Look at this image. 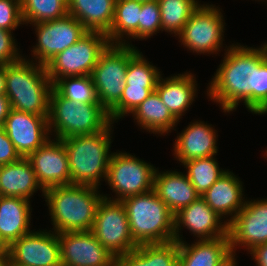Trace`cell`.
<instances>
[{"instance_id":"7","label":"cell","mask_w":267,"mask_h":266,"mask_svg":"<svg viewBox=\"0 0 267 266\" xmlns=\"http://www.w3.org/2000/svg\"><path fill=\"white\" fill-rule=\"evenodd\" d=\"M225 26L227 25L222 8L212 3H201L177 35L178 42L193 54L217 56L230 47L223 45Z\"/></svg>"},{"instance_id":"16","label":"cell","mask_w":267,"mask_h":266,"mask_svg":"<svg viewBox=\"0 0 267 266\" xmlns=\"http://www.w3.org/2000/svg\"><path fill=\"white\" fill-rule=\"evenodd\" d=\"M62 266H115L114 257L92 231L58 233Z\"/></svg>"},{"instance_id":"3","label":"cell","mask_w":267,"mask_h":266,"mask_svg":"<svg viewBox=\"0 0 267 266\" xmlns=\"http://www.w3.org/2000/svg\"><path fill=\"white\" fill-rule=\"evenodd\" d=\"M30 56L25 55L17 62L1 66L5 72V96L12 109L48 116L53 83L46 66L29 60Z\"/></svg>"},{"instance_id":"19","label":"cell","mask_w":267,"mask_h":266,"mask_svg":"<svg viewBox=\"0 0 267 266\" xmlns=\"http://www.w3.org/2000/svg\"><path fill=\"white\" fill-rule=\"evenodd\" d=\"M188 124L174 139V159L182 165L192 159L218 155V131L215 126L202 119Z\"/></svg>"},{"instance_id":"29","label":"cell","mask_w":267,"mask_h":266,"mask_svg":"<svg viewBox=\"0 0 267 266\" xmlns=\"http://www.w3.org/2000/svg\"><path fill=\"white\" fill-rule=\"evenodd\" d=\"M116 0H68V14L88 31L107 33L114 19Z\"/></svg>"},{"instance_id":"12","label":"cell","mask_w":267,"mask_h":266,"mask_svg":"<svg viewBox=\"0 0 267 266\" xmlns=\"http://www.w3.org/2000/svg\"><path fill=\"white\" fill-rule=\"evenodd\" d=\"M36 45L32 46L31 59L46 65L58 53L75 44L88 30L70 14L56 20L39 22L33 25ZM34 59V60H33Z\"/></svg>"},{"instance_id":"45","label":"cell","mask_w":267,"mask_h":266,"mask_svg":"<svg viewBox=\"0 0 267 266\" xmlns=\"http://www.w3.org/2000/svg\"><path fill=\"white\" fill-rule=\"evenodd\" d=\"M7 247H4L3 244L0 242V252H4Z\"/></svg>"},{"instance_id":"23","label":"cell","mask_w":267,"mask_h":266,"mask_svg":"<svg viewBox=\"0 0 267 266\" xmlns=\"http://www.w3.org/2000/svg\"><path fill=\"white\" fill-rule=\"evenodd\" d=\"M32 209L27 199L0 196V242L4 247L33 231Z\"/></svg>"},{"instance_id":"15","label":"cell","mask_w":267,"mask_h":266,"mask_svg":"<svg viewBox=\"0 0 267 266\" xmlns=\"http://www.w3.org/2000/svg\"><path fill=\"white\" fill-rule=\"evenodd\" d=\"M184 228L193 234L195 240L228 235V223L213 211L201 196L174 214V240L178 243L185 242L182 234Z\"/></svg>"},{"instance_id":"28","label":"cell","mask_w":267,"mask_h":266,"mask_svg":"<svg viewBox=\"0 0 267 266\" xmlns=\"http://www.w3.org/2000/svg\"><path fill=\"white\" fill-rule=\"evenodd\" d=\"M141 10L142 2L138 0L115 1L113 23L110 30L106 33L110 44L132 46V40H139Z\"/></svg>"},{"instance_id":"4","label":"cell","mask_w":267,"mask_h":266,"mask_svg":"<svg viewBox=\"0 0 267 266\" xmlns=\"http://www.w3.org/2000/svg\"><path fill=\"white\" fill-rule=\"evenodd\" d=\"M114 126L115 123L111 122L98 133L61 139L66 148L71 184L102 188L113 153L110 149L114 138Z\"/></svg>"},{"instance_id":"44","label":"cell","mask_w":267,"mask_h":266,"mask_svg":"<svg viewBox=\"0 0 267 266\" xmlns=\"http://www.w3.org/2000/svg\"><path fill=\"white\" fill-rule=\"evenodd\" d=\"M6 83H5V72L0 66V95H5Z\"/></svg>"},{"instance_id":"11","label":"cell","mask_w":267,"mask_h":266,"mask_svg":"<svg viewBox=\"0 0 267 266\" xmlns=\"http://www.w3.org/2000/svg\"><path fill=\"white\" fill-rule=\"evenodd\" d=\"M91 231L114 257L127 254L138 247L132 239L127 211L122 201L103 197L98 204Z\"/></svg>"},{"instance_id":"41","label":"cell","mask_w":267,"mask_h":266,"mask_svg":"<svg viewBox=\"0 0 267 266\" xmlns=\"http://www.w3.org/2000/svg\"><path fill=\"white\" fill-rule=\"evenodd\" d=\"M10 109L8 98L5 95H0V126L4 125Z\"/></svg>"},{"instance_id":"33","label":"cell","mask_w":267,"mask_h":266,"mask_svg":"<svg viewBox=\"0 0 267 266\" xmlns=\"http://www.w3.org/2000/svg\"><path fill=\"white\" fill-rule=\"evenodd\" d=\"M53 89L74 103L100 104L91 75L59 78L53 83Z\"/></svg>"},{"instance_id":"42","label":"cell","mask_w":267,"mask_h":266,"mask_svg":"<svg viewBox=\"0 0 267 266\" xmlns=\"http://www.w3.org/2000/svg\"><path fill=\"white\" fill-rule=\"evenodd\" d=\"M237 253L234 251H230L218 264L217 266H238L237 262Z\"/></svg>"},{"instance_id":"48","label":"cell","mask_w":267,"mask_h":266,"mask_svg":"<svg viewBox=\"0 0 267 266\" xmlns=\"http://www.w3.org/2000/svg\"><path fill=\"white\" fill-rule=\"evenodd\" d=\"M140 2H148V1H154V0H138Z\"/></svg>"},{"instance_id":"1","label":"cell","mask_w":267,"mask_h":266,"mask_svg":"<svg viewBox=\"0 0 267 266\" xmlns=\"http://www.w3.org/2000/svg\"><path fill=\"white\" fill-rule=\"evenodd\" d=\"M223 54L207 86L208 101L219 104L226 115L235 112L240 103L249 113L266 115L267 42L259 47L231 42Z\"/></svg>"},{"instance_id":"18","label":"cell","mask_w":267,"mask_h":266,"mask_svg":"<svg viewBox=\"0 0 267 266\" xmlns=\"http://www.w3.org/2000/svg\"><path fill=\"white\" fill-rule=\"evenodd\" d=\"M4 130L21 157H27L51 138L48 116L10 109Z\"/></svg>"},{"instance_id":"30","label":"cell","mask_w":267,"mask_h":266,"mask_svg":"<svg viewBox=\"0 0 267 266\" xmlns=\"http://www.w3.org/2000/svg\"><path fill=\"white\" fill-rule=\"evenodd\" d=\"M161 14V32L173 37L182 31L193 11L201 4L199 0H157Z\"/></svg>"},{"instance_id":"27","label":"cell","mask_w":267,"mask_h":266,"mask_svg":"<svg viewBox=\"0 0 267 266\" xmlns=\"http://www.w3.org/2000/svg\"><path fill=\"white\" fill-rule=\"evenodd\" d=\"M179 246L177 241L141 244L127 254L115 259V266H177Z\"/></svg>"},{"instance_id":"9","label":"cell","mask_w":267,"mask_h":266,"mask_svg":"<svg viewBox=\"0 0 267 266\" xmlns=\"http://www.w3.org/2000/svg\"><path fill=\"white\" fill-rule=\"evenodd\" d=\"M138 50L134 45L109 44L93 68L91 78L98 101L108 112L120 101L128 62Z\"/></svg>"},{"instance_id":"46","label":"cell","mask_w":267,"mask_h":266,"mask_svg":"<svg viewBox=\"0 0 267 266\" xmlns=\"http://www.w3.org/2000/svg\"><path fill=\"white\" fill-rule=\"evenodd\" d=\"M267 148V147H266ZM264 158L266 159L267 158V149H265V152H264ZM267 160V159H266Z\"/></svg>"},{"instance_id":"5","label":"cell","mask_w":267,"mask_h":266,"mask_svg":"<svg viewBox=\"0 0 267 266\" xmlns=\"http://www.w3.org/2000/svg\"><path fill=\"white\" fill-rule=\"evenodd\" d=\"M137 245L174 241V214L154 190L122 200Z\"/></svg>"},{"instance_id":"25","label":"cell","mask_w":267,"mask_h":266,"mask_svg":"<svg viewBox=\"0 0 267 266\" xmlns=\"http://www.w3.org/2000/svg\"><path fill=\"white\" fill-rule=\"evenodd\" d=\"M143 131L158 136H167L176 131L179 121L170 113L153 91L129 116Z\"/></svg>"},{"instance_id":"24","label":"cell","mask_w":267,"mask_h":266,"mask_svg":"<svg viewBox=\"0 0 267 266\" xmlns=\"http://www.w3.org/2000/svg\"><path fill=\"white\" fill-rule=\"evenodd\" d=\"M44 189L38 183L31 163L26 157L18 161L0 166V196L21 197L32 201L37 191Z\"/></svg>"},{"instance_id":"38","label":"cell","mask_w":267,"mask_h":266,"mask_svg":"<svg viewBox=\"0 0 267 266\" xmlns=\"http://www.w3.org/2000/svg\"><path fill=\"white\" fill-rule=\"evenodd\" d=\"M14 36V32L0 29V66L17 62L24 56Z\"/></svg>"},{"instance_id":"31","label":"cell","mask_w":267,"mask_h":266,"mask_svg":"<svg viewBox=\"0 0 267 266\" xmlns=\"http://www.w3.org/2000/svg\"><path fill=\"white\" fill-rule=\"evenodd\" d=\"M181 166L186 168L185 173L200 196L227 171L220 168L216 156L192 159Z\"/></svg>"},{"instance_id":"47","label":"cell","mask_w":267,"mask_h":266,"mask_svg":"<svg viewBox=\"0 0 267 266\" xmlns=\"http://www.w3.org/2000/svg\"><path fill=\"white\" fill-rule=\"evenodd\" d=\"M253 1H254V0H253ZM255 1H257V2H258V1H259V2L262 1V3L265 2V4L267 3V0H255Z\"/></svg>"},{"instance_id":"43","label":"cell","mask_w":267,"mask_h":266,"mask_svg":"<svg viewBox=\"0 0 267 266\" xmlns=\"http://www.w3.org/2000/svg\"><path fill=\"white\" fill-rule=\"evenodd\" d=\"M11 264L8 250L6 249L4 252H0V266H11Z\"/></svg>"},{"instance_id":"10","label":"cell","mask_w":267,"mask_h":266,"mask_svg":"<svg viewBox=\"0 0 267 266\" xmlns=\"http://www.w3.org/2000/svg\"><path fill=\"white\" fill-rule=\"evenodd\" d=\"M109 44L105 33L88 31L45 65L51 82L68 76L91 75L100 54Z\"/></svg>"},{"instance_id":"36","label":"cell","mask_w":267,"mask_h":266,"mask_svg":"<svg viewBox=\"0 0 267 266\" xmlns=\"http://www.w3.org/2000/svg\"><path fill=\"white\" fill-rule=\"evenodd\" d=\"M161 32L160 6L157 0L142 2L139 22V41L147 40Z\"/></svg>"},{"instance_id":"35","label":"cell","mask_w":267,"mask_h":266,"mask_svg":"<svg viewBox=\"0 0 267 266\" xmlns=\"http://www.w3.org/2000/svg\"><path fill=\"white\" fill-rule=\"evenodd\" d=\"M156 88L125 87L120 101L108 112L111 122L128 117Z\"/></svg>"},{"instance_id":"34","label":"cell","mask_w":267,"mask_h":266,"mask_svg":"<svg viewBox=\"0 0 267 266\" xmlns=\"http://www.w3.org/2000/svg\"><path fill=\"white\" fill-rule=\"evenodd\" d=\"M140 51L138 50L128 62L125 87L156 88L162 71Z\"/></svg>"},{"instance_id":"21","label":"cell","mask_w":267,"mask_h":266,"mask_svg":"<svg viewBox=\"0 0 267 266\" xmlns=\"http://www.w3.org/2000/svg\"><path fill=\"white\" fill-rule=\"evenodd\" d=\"M227 171L201 196L208 206L229 223L244 207V183L233 171ZM246 196V198H245Z\"/></svg>"},{"instance_id":"13","label":"cell","mask_w":267,"mask_h":266,"mask_svg":"<svg viewBox=\"0 0 267 266\" xmlns=\"http://www.w3.org/2000/svg\"><path fill=\"white\" fill-rule=\"evenodd\" d=\"M230 250L245 249L267 243V197L246 199L244 207L228 223Z\"/></svg>"},{"instance_id":"20","label":"cell","mask_w":267,"mask_h":266,"mask_svg":"<svg viewBox=\"0 0 267 266\" xmlns=\"http://www.w3.org/2000/svg\"><path fill=\"white\" fill-rule=\"evenodd\" d=\"M159 77L155 91L170 113L180 122L198 97L196 74L190 71ZM198 88V89H197Z\"/></svg>"},{"instance_id":"2","label":"cell","mask_w":267,"mask_h":266,"mask_svg":"<svg viewBox=\"0 0 267 266\" xmlns=\"http://www.w3.org/2000/svg\"><path fill=\"white\" fill-rule=\"evenodd\" d=\"M91 185H62L44 190V200L56 233L91 231L103 192Z\"/></svg>"},{"instance_id":"32","label":"cell","mask_w":267,"mask_h":266,"mask_svg":"<svg viewBox=\"0 0 267 266\" xmlns=\"http://www.w3.org/2000/svg\"><path fill=\"white\" fill-rule=\"evenodd\" d=\"M25 26L56 20L68 14V0H20Z\"/></svg>"},{"instance_id":"26","label":"cell","mask_w":267,"mask_h":266,"mask_svg":"<svg viewBox=\"0 0 267 266\" xmlns=\"http://www.w3.org/2000/svg\"><path fill=\"white\" fill-rule=\"evenodd\" d=\"M178 266H217L231 251L229 236L178 243Z\"/></svg>"},{"instance_id":"40","label":"cell","mask_w":267,"mask_h":266,"mask_svg":"<svg viewBox=\"0 0 267 266\" xmlns=\"http://www.w3.org/2000/svg\"><path fill=\"white\" fill-rule=\"evenodd\" d=\"M256 266H267V243L255 246L248 252Z\"/></svg>"},{"instance_id":"14","label":"cell","mask_w":267,"mask_h":266,"mask_svg":"<svg viewBox=\"0 0 267 266\" xmlns=\"http://www.w3.org/2000/svg\"><path fill=\"white\" fill-rule=\"evenodd\" d=\"M7 250L14 265L62 266L58 233L51 229H33L13 241Z\"/></svg>"},{"instance_id":"22","label":"cell","mask_w":267,"mask_h":266,"mask_svg":"<svg viewBox=\"0 0 267 266\" xmlns=\"http://www.w3.org/2000/svg\"><path fill=\"white\" fill-rule=\"evenodd\" d=\"M160 170L158 167L155 172L154 191L173 214L200 197L185 171Z\"/></svg>"},{"instance_id":"6","label":"cell","mask_w":267,"mask_h":266,"mask_svg":"<svg viewBox=\"0 0 267 266\" xmlns=\"http://www.w3.org/2000/svg\"><path fill=\"white\" fill-rule=\"evenodd\" d=\"M110 123L108 111L101 104L74 103L51 90L48 114L51 137L91 135L103 131Z\"/></svg>"},{"instance_id":"39","label":"cell","mask_w":267,"mask_h":266,"mask_svg":"<svg viewBox=\"0 0 267 266\" xmlns=\"http://www.w3.org/2000/svg\"><path fill=\"white\" fill-rule=\"evenodd\" d=\"M20 158V154L8 138L4 127L0 126V166L16 162Z\"/></svg>"},{"instance_id":"17","label":"cell","mask_w":267,"mask_h":266,"mask_svg":"<svg viewBox=\"0 0 267 266\" xmlns=\"http://www.w3.org/2000/svg\"><path fill=\"white\" fill-rule=\"evenodd\" d=\"M26 158L44 190L71 184L68 157L61 139L51 137Z\"/></svg>"},{"instance_id":"8","label":"cell","mask_w":267,"mask_h":266,"mask_svg":"<svg viewBox=\"0 0 267 266\" xmlns=\"http://www.w3.org/2000/svg\"><path fill=\"white\" fill-rule=\"evenodd\" d=\"M156 167L132 153L117 151L110 158L105 183L113 195L104 194L108 200L122 201L126 197L140 195L154 190ZM111 195V197H110Z\"/></svg>"},{"instance_id":"37","label":"cell","mask_w":267,"mask_h":266,"mask_svg":"<svg viewBox=\"0 0 267 266\" xmlns=\"http://www.w3.org/2000/svg\"><path fill=\"white\" fill-rule=\"evenodd\" d=\"M22 25L20 0H0V29L13 32Z\"/></svg>"}]
</instances>
